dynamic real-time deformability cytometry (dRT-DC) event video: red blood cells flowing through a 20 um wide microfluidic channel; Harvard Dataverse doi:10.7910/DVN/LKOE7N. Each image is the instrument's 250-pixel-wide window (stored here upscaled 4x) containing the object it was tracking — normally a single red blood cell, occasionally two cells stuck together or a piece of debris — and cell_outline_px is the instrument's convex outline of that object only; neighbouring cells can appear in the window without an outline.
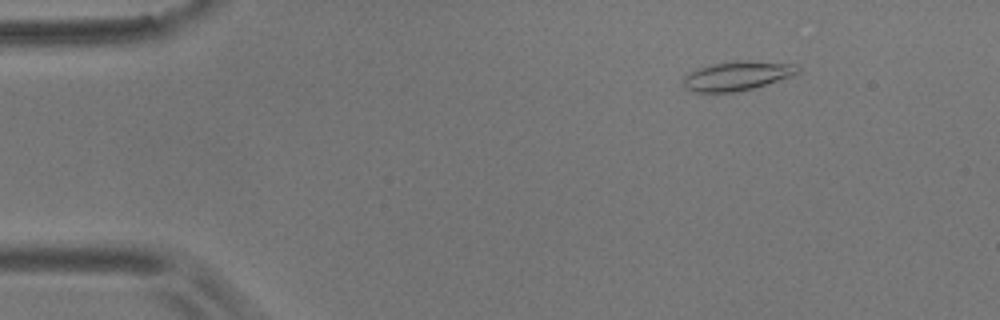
{"species": "common noctule bat (a hibernating species)", "species_latin": "Nyctalus noctula", "temperature_condition": "room temperature", "stored_images_in_passage": 5, "camera_frame_rate_fps": 3000, "um_per_image_px": 0.085, "animal": {"sex": "male", "body_mass_g": 17.9}, "frame": {"image": 1, "passage_image": 5, "time_ms": 1.333, "image_size_px": [1000, 320], "cell_outline_px": [[800, 72], [752, 88], [736, 92], [696, 92], [684, 88], [684, 76], [700, 68], [716, 64], [736, 60], [744, 60], [796, 64], [800, 68]], "centroid_in_image_um": [62.66, 6.44], "position_along_channel_um": 22.3, "area_um2": 18.96}}